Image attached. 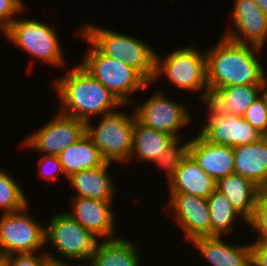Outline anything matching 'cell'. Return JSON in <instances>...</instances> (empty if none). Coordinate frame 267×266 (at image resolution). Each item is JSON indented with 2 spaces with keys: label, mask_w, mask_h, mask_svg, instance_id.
<instances>
[{
  "label": "cell",
  "mask_w": 267,
  "mask_h": 266,
  "mask_svg": "<svg viewBox=\"0 0 267 266\" xmlns=\"http://www.w3.org/2000/svg\"><path fill=\"white\" fill-rule=\"evenodd\" d=\"M45 167H47L48 169H45ZM38 168L39 172L41 173L40 176L44 178V180L46 179L47 181H49L50 183L54 182V180L56 179L58 180L57 177L61 174L65 176L62 164L60 163V159L57 155L43 154V156L40 157L38 160Z\"/></svg>",
  "instance_id": "obj_31"
},
{
  "label": "cell",
  "mask_w": 267,
  "mask_h": 266,
  "mask_svg": "<svg viewBox=\"0 0 267 266\" xmlns=\"http://www.w3.org/2000/svg\"><path fill=\"white\" fill-rule=\"evenodd\" d=\"M0 266H7L6 259L4 256L0 255Z\"/></svg>",
  "instance_id": "obj_37"
},
{
  "label": "cell",
  "mask_w": 267,
  "mask_h": 266,
  "mask_svg": "<svg viewBox=\"0 0 267 266\" xmlns=\"http://www.w3.org/2000/svg\"><path fill=\"white\" fill-rule=\"evenodd\" d=\"M104 54L124 61L136 69L149 83L155 76L156 51L144 41L127 34L85 24L78 28Z\"/></svg>",
  "instance_id": "obj_4"
},
{
  "label": "cell",
  "mask_w": 267,
  "mask_h": 266,
  "mask_svg": "<svg viewBox=\"0 0 267 266\" xmlns=\"http://www.w3.org/2000/svg\"><path fill=\"white\" fill-rule=\"evenodd\" d=\"M163 74L179 89L191 92L200 91L198 97L202 103L209 100L205 52L201 53L197 48L189 46L173 50L163 59L157 53L152 84Z\"/></svg>",
  "instance_id": "obj_6"
},
{
  "label": "cell",
  "mask_w": 267,
  "mask_h": 266,
  "mask_svg": "<svg viewBox=\"0 0 267 266\" xmlns=\"http://www.w3.org/2000/svg\"><path fill=\"white\" fill-rule=\"evenodd\" d=\"M112 165L105 162L94 169L79 171L68 177V181L75 190L73 197H84L101 201H113L116 186L108 174ZM108 171V172H107Z\"/></svg>",
  "instance_id": "obj_20"
},
{
  "label": "cell",
  "mask_w": 267,
  "mask_h": 266,
  "mask_svg": "<svg viewBox=\"0 0 267 266\" xmlns=\"http://www.w3.org/2000/svg\"><path fill=\"white\" fill-rule=\"evenodd\" d=\"M7 266H46L50 260L45 252L10 254L5 256Z\"/></svg>",
  "instance_id": "obj_33"
},
{
  "label": "cell",
  "mask_w": 267,
  "mask_h": 266,
  "mask_svg": "<svg viewBox=\"0 0 267 266\" xmlns=\"http://www.w3.org/2000/svg\"><path fill=\"white\" fill-rule=\"evenodd\" d=\"M207 203L211 218V236L230 234L236 226L237 218L248 225V222L234 209L231 202L219 191L215 190Z\"/></svg>",
  "instance_id": "obj_26"
},
{
  "label": "cell",
  "mask_w": 267,
  "mask_h": 266,
  "mask_svg": "<svg viewBox=\"0 0 267 266\" xmlns=\"http://www.w3.org/2000/svg\"><path fill=\"white\" fill-rule=\"evenodd\" d=\"M58 157L66 179L76 172L94 169L106 162L86 133Z\"/></svg>",
  "instance_id": "obj_23"
},
{
  "label": "cell",
  "mask_w": 267,
  "mask_h": 266,
  "mask_svg": "<svg viewBox=\"0 0 267 266\" xmlns=\"http://www.w3.org/2000/svg\"><path fill=\"white\" fill-rule=\"evenodd\" d=\"M23 52L55 67L65 68V56L57 30L35 19H15L3 32ZM63 66V67H62Z\"/></svg>",
  "instance_id": "obj_8"
},
{
  "label": "cell",
  "mask_w": 267,
  "mask_h": 266,
  "mask_svg": "<svg viewBox=\"0 0 267 266\" xmlns=\"http://www.w3.org/2000/svg\"><path fill=\"white\" fill-rule=\"evenodd\" d=\"M234 173L267 189V144L261 137L246 145L233 147Z\"/></svg>",
  "instance_id": "obj_19"
},
{
  "label": "cell",
  "mask_w": 267,
  "mask_h": 266,
  "mask_svg": "<svg viewBox=\"0 0 267 266\" xmlns=\"http://www.w3.org/2000/svg\"><path fill=\"white\" fill-rule=\"evenodd\" d=\"M216 190L231 202L234 209L247 222L253 218L262 192L254 182L237 173H231L216 182Z\"/></svg>",
  "instance_id": "obj_18"
},
{
  "label": "cell",
  "mask_w": 267,
  "mask_h": 266,
  "mask_svg": "<svg viewBox=\"0 0 267 266\" xmlns=\"http://www.w3.org/2000/svg\"><path fill=\"white\" fill-rule=\"evenodd\" d=\"M260 49L222 35L205 52L209 95L226 86L267 84L265 69L257 55Z\"/></svg>",
  "instance_id": "obj_1"
},
{
  "label": "cell",
  "mask_w": 267,
  "mask_h": 266,
  "mask_svg": "<svg viewBox=\"0 0 267 266\" xmlns=\"http://www.w3.org/2000/svg\"><path fill=\"white\" fill-rule=\"evenodd\" d=\"M267 84L234 85L215 90L209 102L219 111L243 116L250 105L265 91Z\"/></svg>",
  "instance_id": "obj_22"
},
{
  "label": "cell",
  "mask_w": 267,
  "mask_h": 266,
  "mask_svg": "<svg viewBox=\"0 0 267 266\" xmlns=\"http://www.w3.org/2000/svg\"><path fill=\"white\" fill-rule=\"evenodd\" d=\"M22 0H0V31L4 32L24 9ZM15 16V17H14Z\"/></svg>",
  "instance_id": "obj_32"
},
{
  "label": "cell",
  "mask_w": 267,
  "mask_h": 266,
  "mask_svg": "<svg viewBox=\"0 0 267 266\" xmlns=\"http://www.w3.org/2000/svg\"><path fill=\"white\" fill-rule=\"evenodd\" d=\"M187 109L158 89L153 96L134 108V114L140 124L177 139L181 138L180 130L191 123L192 118Z\"/></svg>",
  "instance_id": "obj_10"
},
{
  "label": "cell",
  "mask_w": 267,
  "mask_h": 266,
  "mask_svg": "<svg viewBox=\"0 0 267 266\" xmlns=\"http://www.w3.org/2000/svg\"><path fill=\"white\" fill-rule=\"evenodd\" d=\"M174 140L173 136L146 127L135 118L130 159L153 163Z\"/></svg>",
  "instance_id": "obj_24"
},
{
  "label": "cell",
  "mask_w": 267,
  "mask_h": 266,
  "mask_svg": "<svg viewBox=\"0 0 267 266\" xmlns=\"http://www.w3.org/2000/svg\"><path fill=\"white\" fill-rule=\"evenodd\" d=\"M250 246L252 266H267V242L253 241Z\"/></svg>",
  "instance_id": "obj_34"
},
{
  "label": "cell",
  "mask_w": 267,
  "mask_h": 266,
  "mask_svg": "<svg viewBox=\"0 0 267 266\" xmlns=\"http://www.w3.org/2000/svg\"><path fill=\"white\" fill-rule=\"evenodd\" d=\"M182 138L175 139L165 151L153 162L159 168H163L167 172L168 184L174 179L177 169L180 167L182 160L189 153V140L180 144Z\"/></svg>",
  "instance_id": "obj_28"
},
{
  "label": "cell",
  "mask_w": 267,
  "mask_h": 266,
  "mask_svg": "<svg viewBox=\"0 0 267 266\" xmlns=\"http://www.w3.org/2000/svg\"><path fill=\"white\" fill-rule=\"evenodd\" d=\"M230 27L223 36L235 42L263 48L267 42V16L254 0H235Z\"/></svg>",
  "instance_id": "obj_14"
},
{
  "label": "cell",
  "mask_w": 267,
  "mask_h": 266,
  "mask_svg": "<svg viewBox=\"0 0 267 266\" xmlns=\"http://www.w3.org/2000/svg\"><path fill=\"white\" fill-rule=\"evenodd\" d=\"M90 263V264H89ZM89 263H86L87 265H85L84 263L81 265L80 263H79V265H77V266H93V264L91 263V262H89ZM70 266H73V265H70Z\"/></svg>",
  "instance_id": "obj_39"
},
{
  "label": "cell",
  "mask_w": 267,
  "mask_h": 266,
  "mask_svg": "<svg viewBox=\"0 0 267 266\" xmlns=\"http://www.w3.org/2000/svg\"><path fill=\"white\" fill-rule=\"evenodd\" d=\"M29 204L25 192L19 184L0 168V208L2 213L22 210Z\"/></svg>",
  "instance_id": "obj_27"
},
{
  "label": "cell",
  "mask_w": 267,
  "mask_h": 266,
  "mask_svg": "<svg viewBox=\"0 0 267 266\" xmlns=\"http://www.w3.org/2000/svg\"><path fill=\"white\" fill-rule=\"evenodd\" d=\"M126 114L115 110L102 115L96 126L91 121L86 122V134L106 162L130 161L135 114Z\"/></svg>",
  "instance_id": "obj_7"
},
{
  "label": "cell",
  "mask_w": 267,
  "mask_h": 266,
  "mask_svg": "<svg viewBox=\"0 0 267 266\" xmlns=\"http://www.w3.org/2000/svg\"><path fill=\"white\" fill-rule=\"evenodd\" d=\"M262 138L265 141V143L267 144V132L262 134Z\"/></svg>",
  "instance_id": "obj_38"
},
{
  "label": "cell",
  "mask_w": 267,
  "mask_h": 266,
  "mask_svg": "<svg viewBox=\"0 0 267 266\" xmlns=\"http://www.w3.org/2000/svg\"><path fill=\"white\" fill-rule=\"evenodd\" d=\"M28 209L29 204L16 212L1 213L0 255L46 251L42 249L45 246V225L27 213Z\"/></svg>",
  "instance_id": "obj_9"
},
{
  "label": "cell",
  "mask_w": 267,
  "mask_h": 266,
  "mask_svg": "<svg viewBox=\"0 0 267 266\" xmlns=\"http://www.w3.org/2000/svg\"><path fill=\"white\" fill-rule=\"evenodd\" d=\"M135 243L124 237L101 240L90 262L93 266H140L141 257Z\"/></svg>",
  "instance_id": "obj_25"
},
{
  "label": "cell",
  "mask_w": 267,
  "mask_h": 266,
  "mask_svg": "<svg viewBox=\"0 0 267 266\" xmlns=\"http://www.w3.org/2000/svg\"><path fill=\"white\" fill-rule=\"evenodd\" d=\"M206 125L199 131L210 142L236 147L259 140L262 134L242 116L231 115L216 109L209 101Z\"/></svg>",
  "instance_id": "obj_12"
},
{
  "label": "cell",
  "mask_w": 267,
  "mask_h": 266,
  "mask_svg": "<svg viewBox=\"0 0 267 266\" xmlns=\"http://www.w3.org/2000/svg\"><path fill=\"white\" fill-rule=\"evenodd\" d=\"M53 83L60 98L59 112L85 123L126 106L79 63Z\"/></svg>",
  "instance_id": "obj_2"
},
{
  "label": "cell",
  "mask_w": 267,
  "mask_h": 266,
  "mask_svg": "<svg viewBox=\"0 0 267 266\" xmlns=\"http://www.w3.org/2000/svg\"><path fill=\"white\" fill-rule=\"evenodd\" d=\"M72 211L66 213L98 238L112 240L115 235V215L110 208L113 201H101L84 197H72ZM106 237V238H105Z\"/></svg>",
  "instance_id": "obj_15"
},
{
  "label": "cell",
  "mask_w": 267,
  "mask_h": 266,
  "mask_svg": "<svg viewBox=\"0 0 267 266\" xmlns=\"http://www.w3.org/2000/svg\"><path fill=\"white\" fill-rule=\"evenodd\" d=\"M45 224V243H51L57 255L46 251L50 262L67 263V260L90 262L96 252L99 238L81 226L74 218L64 212L54 214ZM63 258V260H62ZM64 259H67L64 261Z\"/></svg>",
  "instance_id": "obj_5"
},
{
  "label": "cell",
  "mask_w": 267,
  "mask_h": 266,
  "mask_svg": "<svg viewBox=\"0 0 267 266\" xmlns=\"http://www.w3.org/2000/svg\"><path fill=\"white\" fill-rule=\"evenodd\" d=\"M86 133V123L61 112L25 138L24 148L41 151L45 155H57Z\"/></svg>",
  "instance_id": "obj_11"
},
{
  "label": "cell",
  "mask_w": 267,
  "mask_h": 266,
  "mask_svg": "<svg viewBox=\"0 0 267 266\" xmlns=\"http://www.w3.org/2000/svg\"><path fill=\"white\" fill-rule=\"evenodd\" d=\"M259 133L267 132V86L265 91L255 100L242 116Z\"/></svg>",
  "instance_id": "obj_29"
},
{
  "label": "cell",
  "mask_w": 267,
  "mask_h": 266,
  "mask_svg": "<svg viewBox=\"0 0 267 266\" xmlns=\"http://www.w3.org/2000/svg\"><path fill=\"white\" fill-rule=\"evenodd\" d=\"M191 243L212 266H252L250 244L230 245L222 236L199 237Z\"/></svg>",
  "instance_id": "obj_17"
},
{
  "label": "cell",
  "mask_w": 267,
  "mask_h": 266,
  "mask_svg": "<svg viewBox=\"0 0 267 266\" xmlns=\"http://www.w3.org/2000/svg\"><path fill=\"white\" fill-rule=\"evenodd\" d=\"M255 232H258L255 241L267 242V191L262 190L257 201L253 218L248 222Z\"/></svg>",
  "instance_id": "obj_30"
},
{
  "label": "cell",
  "mask_w": 267,
  "mask_h": 266,
  "mask_svg": "<svg viewBox=\"0 0 267 266\" xmlns=\"http://www.w3.org/2000/svg\"><path fill=\"white\" fill-rule=\"evenodd\" d=\"M76 35L90 44L79 63L88 73L104 85L122 104H133L131 96L136 91L151 85L136 69L127 66L124 61L104 55L80 30Z\"/></svg>",
  "instance_id": "obj_3"
},
{
  "label": "cell",
  "mask_w": 267,
  "mask_h": 266,
  "mask_svg": "<svg viewBox=\"0 0 267 266\" xmlns=\"http://www.w3.org/2000/svg\"><path fill=\"white\" fill-rule=\"evenodd\" d=\"M257 6L263 11L267 16V0H254Z\"/></svg>",
  "instance_id": "obj_35"
},
{
  "label": "cell",
  "mask_w": 267,
  "mask_h": 266,
  "mask_svg": "<svg viewBox=\"0 0 267 266\" xmlns=\"http://www.w3.org/2000/svg\"><path fill=\"white\" fill-rule=\"evenodd\" d=\"M168 207L173 221L183 230L185 240L211 236V218L207 199L187 193H169Z\"/></svg>",
  "instance_id": "obj_13"
},
{
  "label": "cell",
  "mask_w": 267,
  "mask_h": 266,
  "mask_svg": "<svg viewBox=\"0 0 267 266\" xmlns=\"http://www.w3.org/2000/svg\"><path fill=\"white\" fill-rule=\"evenodd\" d=\"M46 266H70V264L68 263H53V262H49Z\"/></svg>",
  "instance_id": "obj_36"
},
{
  "label": "cell",
  "mask_w": 267,
  "mask_h": 266,
  "mask_svg": "<svg viewBox=\"0 0 267 266\" xmlns=\"http://www.w3.org/2000/svg\"><path fill=\"white\" fill-rule=\"evenodd\" d=\"M189 154L216 182L234 173L233 147L210 142L200 132L189 139Z\"/></svg>",
  "instance_id": "obj_16"
},
{
  "label": "cell",
  "mask_w": 267,
  "mask_h": 266,
  "mask_svg": "<svg viewBox=\"0 0 267 266\" xmlns=\"http://www.w3.org/2000/svg\"><path fill=\"white\" fill-rule=\"evenodd\" d=\"M168 187L169 193H187L207 199L216 190V181L188 153Z\"/></svg>",
  "instance_id": "obj_21"
}]
</instances>
